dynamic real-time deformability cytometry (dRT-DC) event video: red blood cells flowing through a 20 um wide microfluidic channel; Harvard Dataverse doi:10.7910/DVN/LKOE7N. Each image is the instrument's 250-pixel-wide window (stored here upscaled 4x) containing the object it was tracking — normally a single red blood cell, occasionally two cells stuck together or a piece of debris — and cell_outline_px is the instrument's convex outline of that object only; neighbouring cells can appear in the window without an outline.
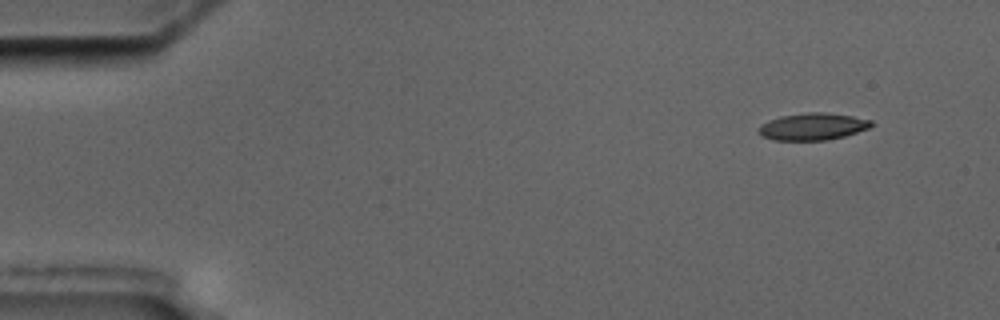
{"species": "common noctule bat (a hibernating species)", "species_latin": "Nyctalus noctula", "temperature_condition": "cold", "stored_images_in_passage": 5, "camera_frame_rate_fps": 3000, "um_per_image_px": 0.085, "animal": {"sex": "male", "body_mass_g": 17.5, "forearm_length_mm": 52.3}, "frame": {"image": 1, "passage_image": 1, "time_ms": 0.0, "image_size_px": [1000, 320], "cell_outline_px": [[872, 124], [868, 128], [844, 136], [828, 140], [772, 140], [760, 136], [760, 124], [768, 120], [780, 116], [808, 112], [824, 112], [852, 116], [872, 120]], "centroid_in_image_um": [69.05, 10.75], "position_along_channel_um": 16.0, "area_um2": 17.69}}
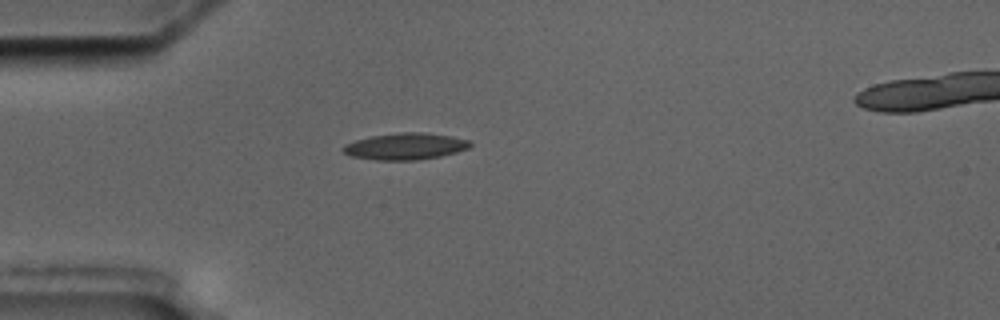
{"frame": {"image": 2, "passage_image": 4, "time_ms": 3.667, "image_size_px": [1000, 320], "cell_outline_px": [[472, 144], [468, 148], [456, 152], [440, 156], [416, 160], [376, 160], [348, 156], [340, 148], [344, 144], [356, 140], [372, 136], [400, 132], [424, 132], [452, 136], [468, 140]], "centroid_in_image_um": [34.42, 12.44], "position_along_channel_um": 50.6, "area_um2": 19.77}}